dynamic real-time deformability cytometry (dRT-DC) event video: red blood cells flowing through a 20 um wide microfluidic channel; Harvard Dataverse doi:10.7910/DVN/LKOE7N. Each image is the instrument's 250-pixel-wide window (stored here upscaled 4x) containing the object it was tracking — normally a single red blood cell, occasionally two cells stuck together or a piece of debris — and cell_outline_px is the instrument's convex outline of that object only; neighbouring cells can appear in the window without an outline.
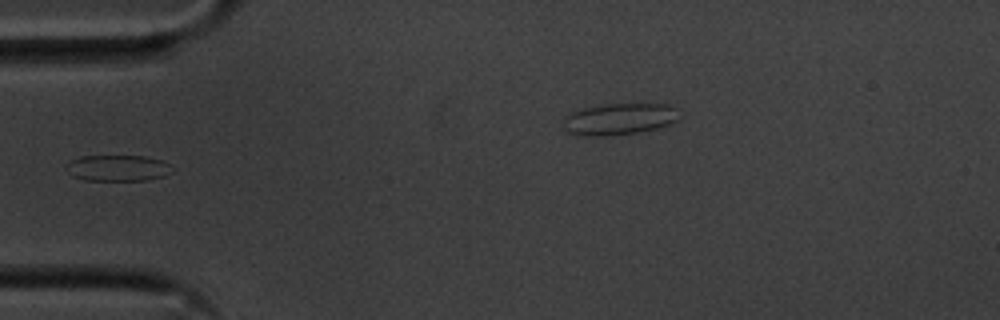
{"species": "common noctule bat (a hibernating species)", "species_latin": "Nyctalus noctula", "temperature_condition": "cold", "stored_images_in_passage": 32, "camera_frame_rate_fps": 3000, "um_per_image_px": 0.085, "animal": {"sex": "male", "body_mass_g": 20.1, "forearm_length_mm": 53.5}, "frame": {"image": 1, "passage_image": 1, "time_ms": 0.0, "image_size_px": [1000, 320], "cell_outline_px": [[176, 168], [172, 172], [164, 176], [148, 180], [84, 180], [72, 176], [64, 168], [72, 160], [80, 156], [144, 156], [160, 160]], "centroid_in_image_um": [10.02, 14.29], "position_along_channel_um": 75.0, "area_um2": 16.18}}
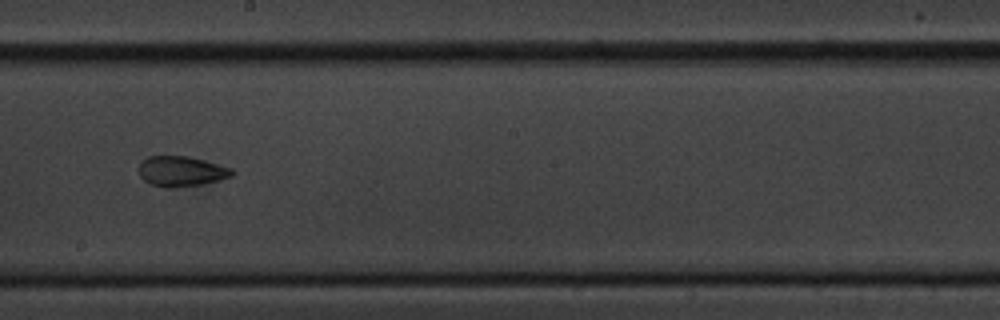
{"frame": {"image": 2, "passage_image": 14, "time_ms": 4.333, "image_size_px": [1000, 320], "cell_outline_px": [[236, 172], [232, 176], [204, 184], [172, 188], [164, 188], [152, 184], [144, 180], [140, 176], [140, 164], [148, 156], [188, 156], [204, 160], [232, 168]], "centroid_in_image_um": [15.44, 14.57], "position_along_channel_um": 232.8, "area_um2": 16.42}}
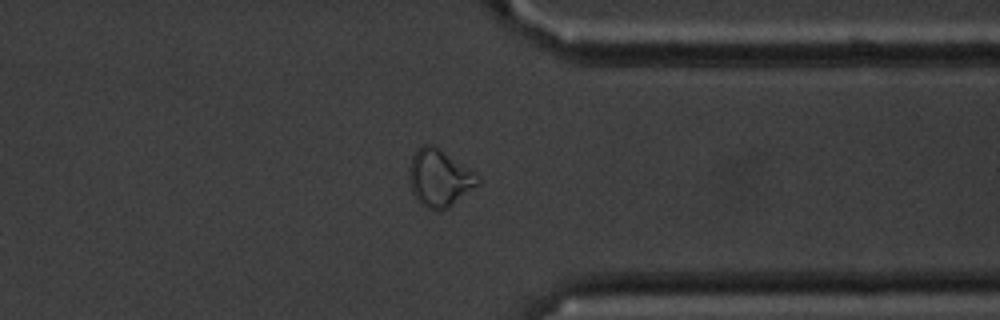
{"frame": {"image": 3, "passage_image": 26, "time_ms": 8.333, "image_size_px": [1000, 320], "cell_outline_px": [[480, 184], [448, 208], [424, 208], [420, 204], [412, 192], [408, 180], [408, 172], [412, 156], [416, 148], [424, 144], [432, 144], [476, 172], [480, 176]], "centroid_in_image_um": [37.34, 15.11], "position_along_channel_um": 374.1, "area_um2": 23.0}}